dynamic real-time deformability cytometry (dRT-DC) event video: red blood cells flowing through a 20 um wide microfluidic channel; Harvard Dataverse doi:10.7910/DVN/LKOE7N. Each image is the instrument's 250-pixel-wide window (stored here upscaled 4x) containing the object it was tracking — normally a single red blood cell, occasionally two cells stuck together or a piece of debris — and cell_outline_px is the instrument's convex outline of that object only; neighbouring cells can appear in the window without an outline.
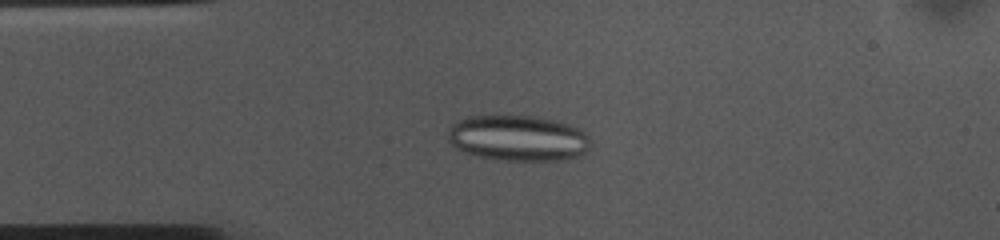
{"species": "common noctule bat (a hibernating species)", "species_latin": "Nyctalus noctula", "temperature_condition": "cold", "stored_images_in_passage": 53, "camera_frame_rate_fps": 3000, "um_per_image_px": 0.085, "animal": {"sex": "female", "body_mass_g": 10.0, "forearm_length_mm": 53.1}, "frame": {"image": 1, "passage_image": 11, "time_ms": 3.333, "image_size_px": [1000, 240], "cell_outline_px": [[592, 144], [584, 152], [576, 156], [560, 160], [496, 160], [476, 156], [464, 152], [456, 148], [448, 140], [448, 132], [452, 124], [456, 120], [468, 116], [500, 112], [536, 116], [568, 124], [580, 128], [588, 136]], "centroid_in_image_um": [43.97, 11.69], "position_along_channel_um": 41.0, "area_um2": 39.07}}
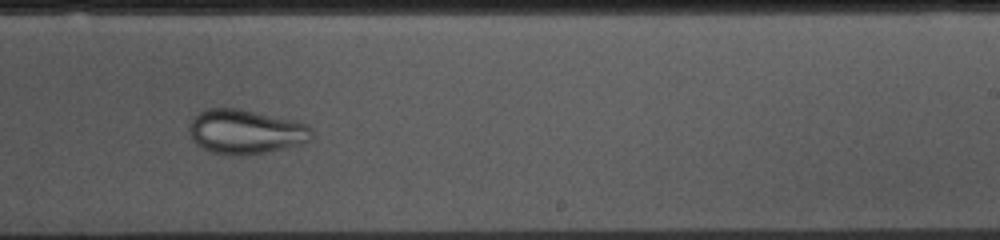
{"frame": {"image": 2, "passage_image": 31, "time_ms": 10.0, "image_size_px": [1000, 240], "cell_outline_px": [[312, 132], [308, 140], [300, 144], [268, 152], [240, 156], [232, 156], [212, 152], [196, 144], [192, 140], [188, 132], [188, 128], [192, 116], [208, 108], [236, 108], [308, 124], [312, 128]], "centroid_in_image_um": [20.81, 11.21], "position_along_channel_um": 268.2, "area_um2": 31.62}}
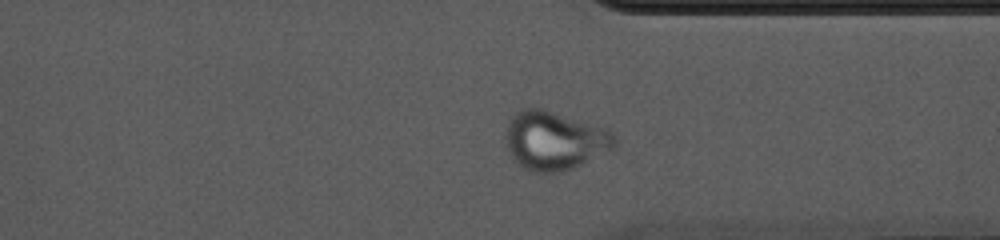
{"frame": {"image": 3, "passage_image": 39, "time_ms": 12.667, "image_size_px": [1000, 240], "cell_outline_px": [[616, 148], [576, 168], [560, 172], [532, 172], [516, 164], [508, 152], [504, 140], [508, 120], [520, 108], [544, 108], [608, 128], [616, 132]], "centroid_in_image_um": [47.16, 11.94], "position_along_channel_um": 364.2, "area_um2": 38.44}}